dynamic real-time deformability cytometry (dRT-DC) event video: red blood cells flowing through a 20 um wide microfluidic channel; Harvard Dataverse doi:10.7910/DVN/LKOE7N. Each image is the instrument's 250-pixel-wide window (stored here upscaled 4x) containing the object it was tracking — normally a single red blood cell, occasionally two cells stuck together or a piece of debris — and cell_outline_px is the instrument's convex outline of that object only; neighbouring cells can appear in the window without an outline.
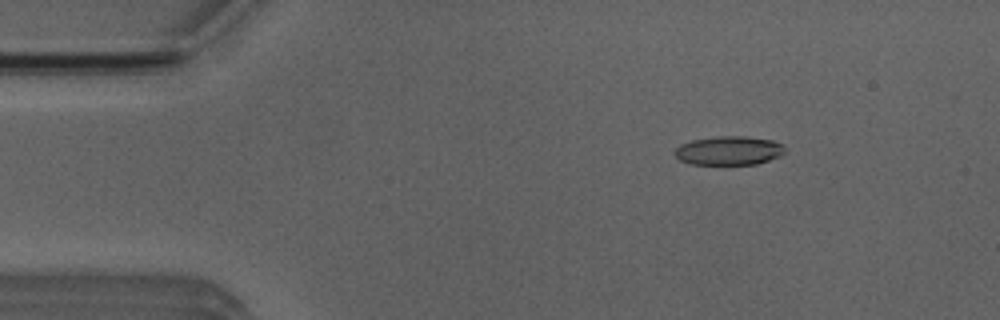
{"species": "Egyptian fruit bat (a non-hibernating species)", "species_latin": "Rousettus aegyptiacus", "temperature_condition": "room temperature", "stored_images_in_passage": 4, "camera_frame_rate_fps": 3000, "um_per_image_px": 0.085, "animal": {"sex": "male"}, "frame": {"image": 1, "passage_image": 2, "time_ms": 1.0, "image_size_px": [1000, 320], "cell_outline_px": [[784, 152], [780, 156], [756, 164], [688, 164], [680, 160], [672, 152], [680, 144], [692, 140], [720, 136], [744, 136], [772, 140], [784, 144]], "centroid_in_image_um": [61.94, 12.8], "position_along_channel_um": 23.1, "area_um2": 18.55}}
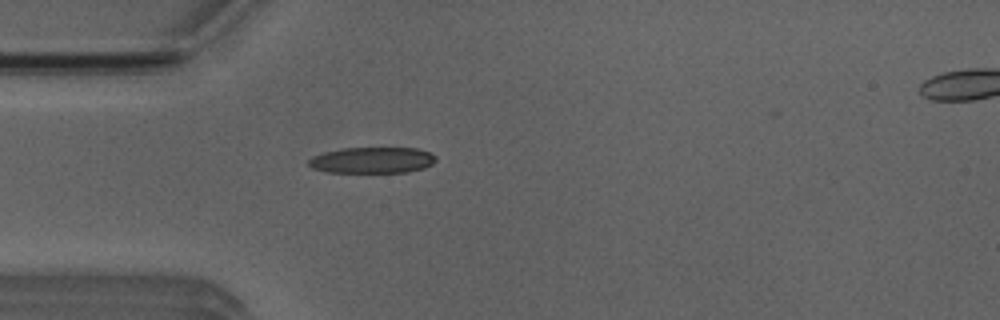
{"frame": {"image": 2, "passage_image": 4, "time_ms": 3.333, "image_size_px": [1000, 320], "cell_outline_px": [[436, 160], [432, 164], [424, 168], [408, 172], [328, 172], [312, 168], [308, 164], [308, 160], [312, 156], [324, 152], [344, 148], [416, 148], [428, 152], [436, 156]], "centroid_in_image_um": [31.64, 13.61], "position_along_channel_um": 53.4, "area_um2": 19.31}}